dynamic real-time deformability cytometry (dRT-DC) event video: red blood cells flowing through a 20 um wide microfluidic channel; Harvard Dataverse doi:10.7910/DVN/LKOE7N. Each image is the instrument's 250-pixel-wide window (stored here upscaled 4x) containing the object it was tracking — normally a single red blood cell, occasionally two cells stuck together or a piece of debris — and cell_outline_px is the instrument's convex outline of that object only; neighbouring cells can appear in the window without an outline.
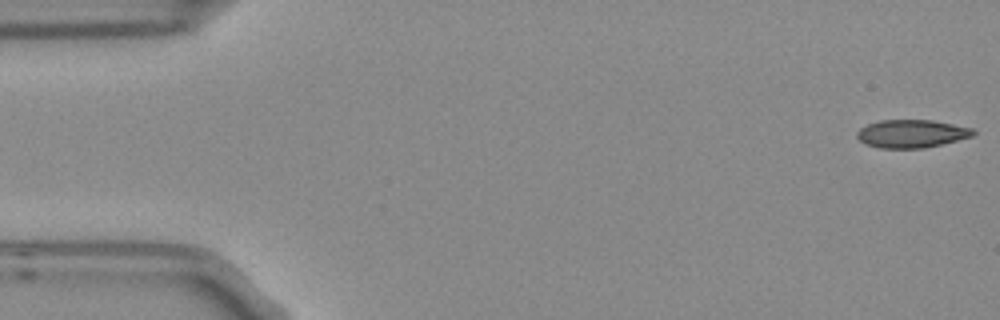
{"species": "Egyptian fruit bat (a non-hibernating species)", "species_latin": "Rousettus aegyptiacus", "temperature_condition": "room temperature", "stored_images_in_passage": 5, "camera_frame_rate_fps": 3000, "um_per_image_px": 0.085, "frame": {"image": 1, "passage_image": 1, "time_ms": 0.0, "image_size_px": [1000, 320], "cell_outline_px": [[976, 132], [972, 136], [924, 148], [880, 148], [864, 144], [856, 136], [856, 132], [860, 128], [868, 124], [880, 120], [932, 120], [972, 128]], "centroid_in_image_um": [77.44, 11.36], "position_along_channel_um": 7.6, "area_um2": 18.84}}
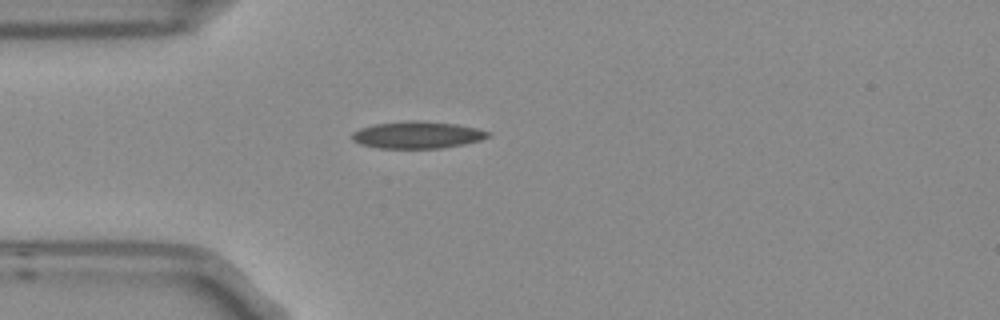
{"frame": {"image": 2, "passage_image": 5, "time_ms": 1.333, "image_size_px": [1000, 320], "cell_outline_px": [[492, 132], [488, 136], [480, 140], [464, 144], [440, 148], [376, 148], [360, 144], [352, 140], [352, 132], [360, 128], [376, 124], [408, 120], [416, 120], [456, 124], [476, 128]], "centroid_in_image_um": [35.45, 11.47], "position_along_channel_um": 49.5, "area_um2": 21.39}}